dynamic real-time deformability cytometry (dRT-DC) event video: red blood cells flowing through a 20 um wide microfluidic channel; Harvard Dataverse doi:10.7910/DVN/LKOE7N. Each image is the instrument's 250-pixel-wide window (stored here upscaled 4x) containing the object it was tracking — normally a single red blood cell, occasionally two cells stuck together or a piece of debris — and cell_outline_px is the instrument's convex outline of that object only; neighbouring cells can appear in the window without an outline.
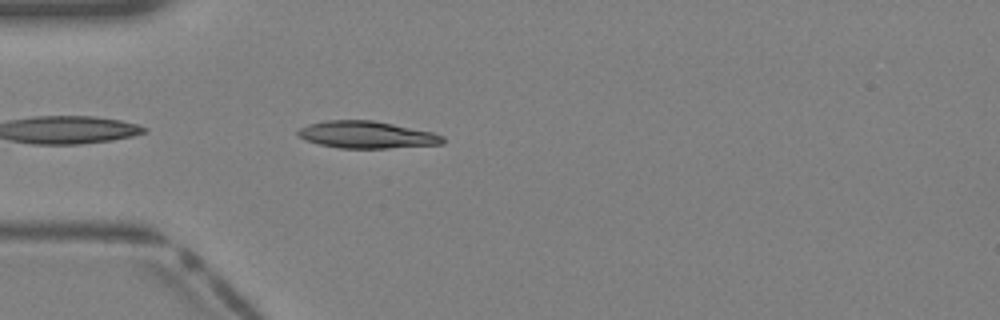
{"species": "Egyptian fruit bat (a non-hibernating species)", "species_latin": "Rousettus aegyptiacus", "temperature_condition": "warm", "stored_images_in_passage": 7, "camera_frame_rate_fps": 3000, "um_per_image_px": 0.085, "animal": {"sex": "female"}, "frame": {"image": 1, "passage_image": 3, "time_ms": 0.667, "image_size_px": [1000, 320], "cell_outline_px": [[444, 144], [388, 148], [340, 148], [320, 144], [304, 140], [296, 132], [300, 128], [308, 124], [324, 120], [372, 120], [432, 132], [444, 136]], "centroid_in_image_um": [31.16, 11.45], "position_along_channel_um": 53.8, "area_um2": 22.77}}